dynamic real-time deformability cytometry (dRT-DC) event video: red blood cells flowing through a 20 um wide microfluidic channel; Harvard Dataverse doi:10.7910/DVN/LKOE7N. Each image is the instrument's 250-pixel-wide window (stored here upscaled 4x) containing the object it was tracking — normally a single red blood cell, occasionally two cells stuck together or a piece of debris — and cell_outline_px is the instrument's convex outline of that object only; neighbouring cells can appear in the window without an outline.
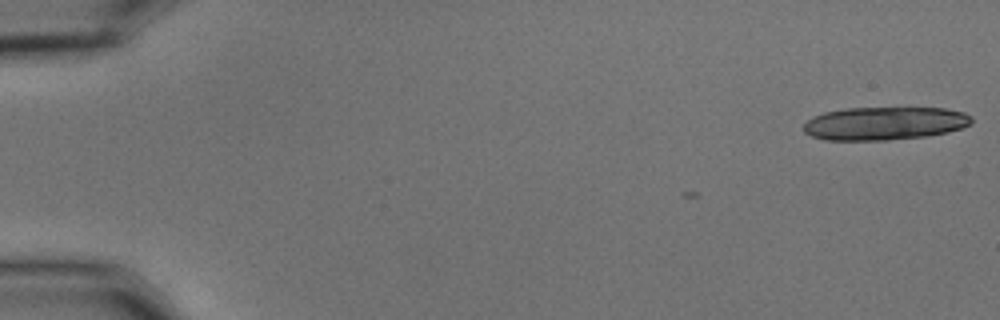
{"species": "common noctule bat (a hibernating species)", "species_latin": "Nyctalus noctula", "temperature_condition": "cold", "stored_images_in_passage": 3, "camera_frame_rate_fps": 3000, "um_per_image_px": 0.085, "animal": {"sex": "male", "body_mass_g": 15.6}, "frame": {"image": 1, "passage_image": 1, "time_ms": 0.0, "image_size_px": [1000, 320], "cell_outline_px": [[972, 124], [964, 128], [948, 132], [924, 136], [888, 140], [824, 140], [812, 136], [804, 132], [804, 124], [812, 116], [824, 112], [848, 108], [944, 108], [964, 112], [972, 116]], "centroid_in_image_um": [75.21, 10.49], "position_along_channel_um": 9.8, "area_um2": 32.6}}